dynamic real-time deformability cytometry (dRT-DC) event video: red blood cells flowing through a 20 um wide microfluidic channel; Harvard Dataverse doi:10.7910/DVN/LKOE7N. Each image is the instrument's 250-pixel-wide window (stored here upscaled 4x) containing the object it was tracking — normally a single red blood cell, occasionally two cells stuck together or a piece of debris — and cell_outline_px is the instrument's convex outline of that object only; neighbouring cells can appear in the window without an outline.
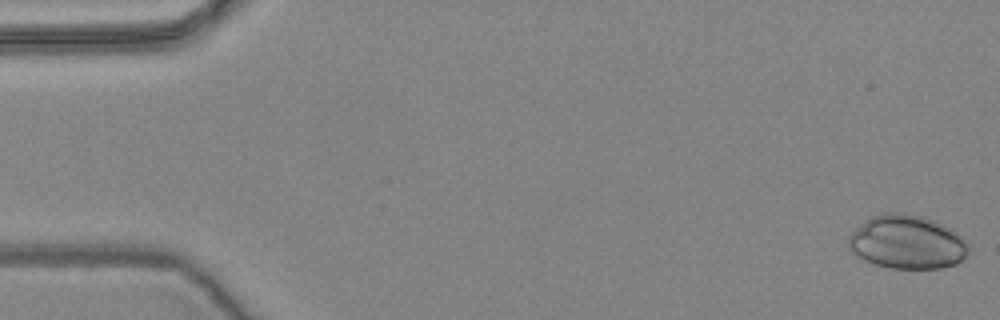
{"species": "common noctule bat (a hibernating species)", "species_latin": "Nyctalus noctula", "temperature_condition": "warm", "stored_images_in_passage": 18, "camera_frame_rate_fps": 3000, "um_per_image_px": 0.085, "animal": {"sex": "female", "body_mass_g": 24.6, "forearm_length_mm": 56.2}, "frame": {"image": 1, "passage_image": 1, "time_ms": 0.0, "image_size_px": [1000, 320], "cell_outline_px": [[968, 252], [956, 264], [940, 268], [888, 268], [864, 260], [856, 256], [848, 248], [848, 236], [864, 220], [872, 216], [884, 212], [900, 212], [920, 216], [932, 220], [956, 232], [968, 244]], "centroid_in_image_um": [77.04, 20.58], "position_along_channel_um": 8.0, "area_um2": 37.4}}